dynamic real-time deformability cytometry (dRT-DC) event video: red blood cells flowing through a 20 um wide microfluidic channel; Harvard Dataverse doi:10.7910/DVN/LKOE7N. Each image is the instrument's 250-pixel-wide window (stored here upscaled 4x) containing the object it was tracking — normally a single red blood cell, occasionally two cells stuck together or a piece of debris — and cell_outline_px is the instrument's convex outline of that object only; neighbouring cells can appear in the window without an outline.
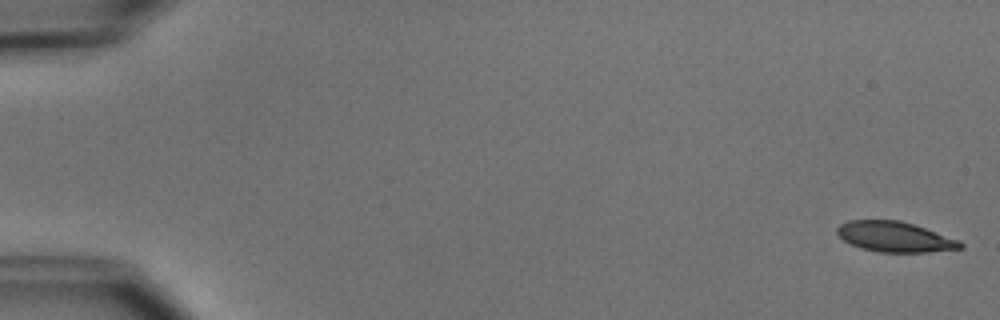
{"species": "common noctule bat (a hibernating species)", "species_latin": "Nyctalus noctula", "temperature_condition": "cold", "stored_images_in_passage": 3, "camera_frame_rate_fps": 3000, "um_per_image_px": 0.085, "animal": {"sex": "male", "body_mass_g": 15.6}, "frame": {"image": 1, "passage_image": 1, "time_ms": 0.0, "image_size_px": [1000, 320], "cell_outline_px": [[964, 248], [928, 252], [880, 252], [860, 248], [844, 240], [836, 232], [836, 228], [840, 224], [848, 220], [900, 220], [960, 240], [964, 244]], "centroid_in_image_um": [76.06, 20.13], "position_along_channel_um": 8.9, "area_um2": 21.68}}